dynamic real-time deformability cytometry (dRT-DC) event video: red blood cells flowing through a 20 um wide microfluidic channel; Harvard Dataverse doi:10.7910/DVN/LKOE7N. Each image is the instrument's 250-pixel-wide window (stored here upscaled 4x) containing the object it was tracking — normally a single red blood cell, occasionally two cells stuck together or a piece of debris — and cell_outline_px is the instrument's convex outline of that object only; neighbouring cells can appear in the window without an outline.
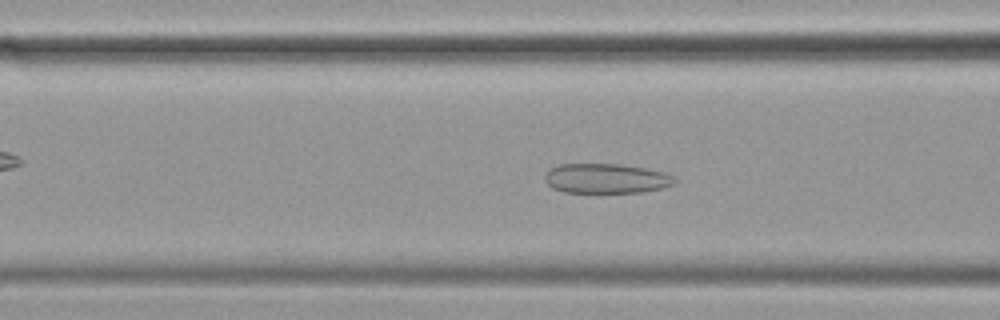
{"species": "common noctule bat (a hibernating species)", "species_latin": "Nyctalus noctula", "temperature_condition": "cold", "stored_images_in_passage": 59, "camera_frame_rate_fps": 3000, "um_per_image_px": 0.085, "animal": {"sex": "female", "body_mass_g": 19.9}, "frame": {"image": 1, "passage_image": 22, "time_ms": 7.0, "image_size_px": [1000, 320], "cell_outline_px": [[676, 184], [664, 188], [644, 192], [564, 192], [552, 188], [544, 180], [544, 176], [552, 168], [560, 164], [620, 164], [644, 168], [664, 172], [676, 176]], "centroid_in_image_um": [51.58, 15.17], "position_along_channel_um": 115.0, "area_um2": 22.6}}
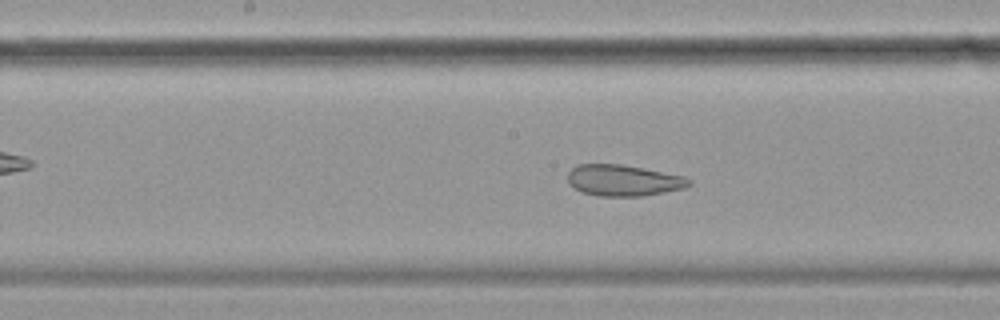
{"frame": {"image": 2, "passage_image": 29, "time_ms": 9.333, "image_size_px": [1000, 320], "cell_outline_px": [[692, 184], [684, 188], [644, 196], [596, 196], [580, 192], [568, 184], [568, 172], [576, 164], [620, 164], [644, 168], [684, 176], [692, 180]], "centroid_in_image_um": [52.97, 15.33], "position_along_channel_um": 195.2, "area_um2": 22.31}}
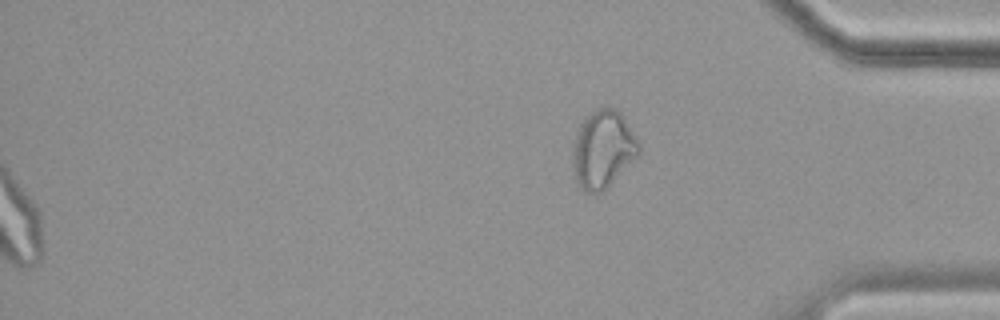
{"frame": {"image": 3, "passage_image": 59, "time_ms": 19.333, "image_size_px": [1000, 320], "cell_outline_px": [[640, 152], [600, 192], [588, 192], [576, 180], [572, 164], [572, 144], [580, 124], [592, 112], [600, 108], [616, 108], [624, 116], [636, 136], [640, 144]], "centroid_in_image_um": [51.24, 12.63], "position_along_channel_um": 384.0, "area_um2": 29.19}}